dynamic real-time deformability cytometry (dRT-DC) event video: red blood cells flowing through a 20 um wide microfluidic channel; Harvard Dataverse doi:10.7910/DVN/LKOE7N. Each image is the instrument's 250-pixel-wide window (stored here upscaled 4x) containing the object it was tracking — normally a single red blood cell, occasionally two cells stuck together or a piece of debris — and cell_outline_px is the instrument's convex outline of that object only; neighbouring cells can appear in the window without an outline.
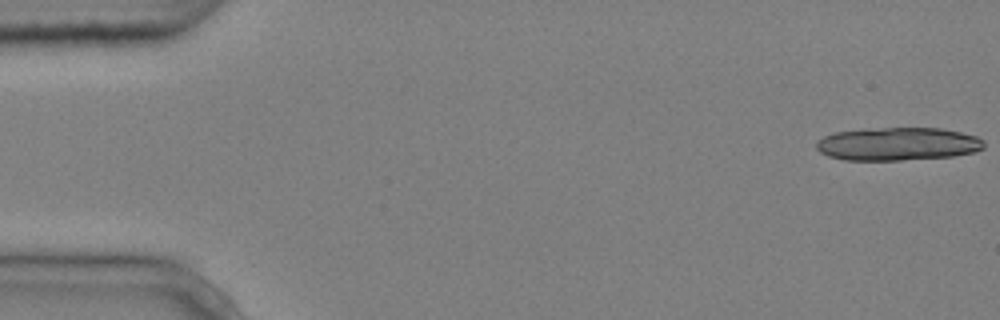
{"species": "common noctule bat (a hibernating species)", "species_latin": "Nyctalus noctula", "temperature_condition": "cold", "stored_images_in_passage": 5, "camera_frame_rate_fps": 3000, "um_per_image_px": 0.085, "animal": {"sex": "male", "body_mass_g": 20.4}, "frame": {"image": 1, "passage_image": 1, "time_ms": 0.0, "image_size_px": [1000, 320], "cell_outline_px": [[984, 148], [976, 152], [952, 156], [900, 160], [844, 160], [828, 156], [820, 152], [816, 148], [816, 140], [824, 136], [836, 132], [864, 128], [940, 128], [960, 132], [976, 136], [984, 140]], "centroid_in_image_um": [76.29, 12.23], "position_along_channel_um": 8.7, "area_um2": 32.54}}